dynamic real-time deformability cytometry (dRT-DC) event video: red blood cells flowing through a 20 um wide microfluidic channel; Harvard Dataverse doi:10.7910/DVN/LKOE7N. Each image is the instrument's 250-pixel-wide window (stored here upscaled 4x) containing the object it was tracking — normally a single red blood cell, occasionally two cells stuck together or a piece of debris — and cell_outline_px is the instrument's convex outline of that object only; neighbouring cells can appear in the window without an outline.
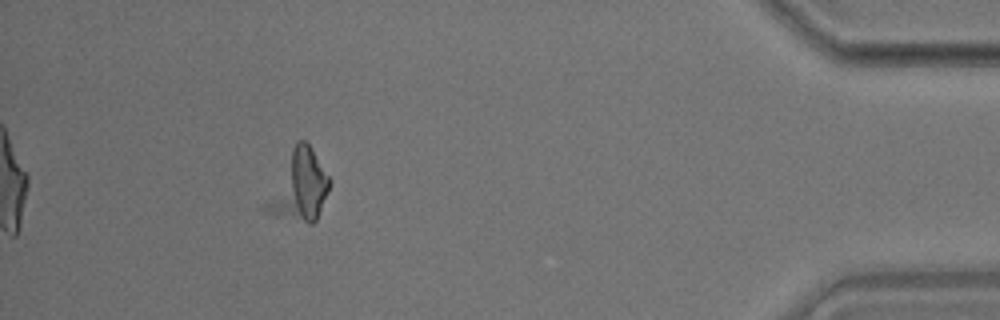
{"species": "common noctule bat (a hibernating species)", "species_latin": "Nyctalus noctula", "temperature_condition": "room temperature", "stored_images_in_passage": 61, "camera_frame_rate_fps": 3000, "um_per_image_px": 0.085, "animal": {"sex": "male", "body_mass_g": 17.9}, "frame": {"image": 1, "passage_image": 56, "time_ms": 18.333, "image_size_px": [1000, 320], "cell_outline_px": [[332, 180], [328, 192], [316, 220], [312, 224], [308, 224], [276, 216], [268, 212], [264, 208], [264, 204], [296, 140], [304, 140], [308, 144]], "centroid_in_image_um": [25.46, 15.86], "position_along_channel_um": 409.7, "area_um2": 25.37}}